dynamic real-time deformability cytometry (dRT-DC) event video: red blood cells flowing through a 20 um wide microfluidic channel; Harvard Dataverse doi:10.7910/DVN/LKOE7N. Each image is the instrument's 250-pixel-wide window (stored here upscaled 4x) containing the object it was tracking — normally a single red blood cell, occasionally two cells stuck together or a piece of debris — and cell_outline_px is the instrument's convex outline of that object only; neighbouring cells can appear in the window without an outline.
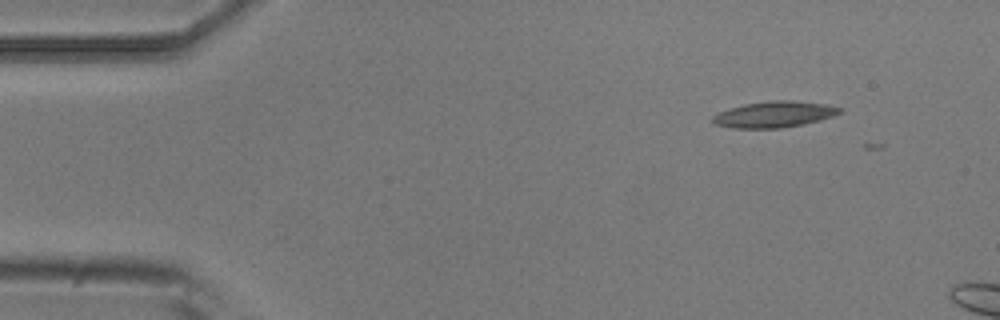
{"species": "common noctule bat (a hibernating species)", "species_latin": "Nyctalus noctula", "temperature_condition": "room temperature", "stored_images_in_passage": 6, "camera_frame_rate_fps": 3000, "um_per_image_px": 0.085, "animal": {"sex": "male", "body_mass_g": 20.5, "forearm_length_mm": 52.5}, "frame": {"image": 1, "passage_image": 3, "time_ms": 0.667, "image_size_px": [1000, 320], "cell_outline_px": [[844, 112], [820, 120], [804, 124], [780, 128], [732, 128], [716, 124], [712, 120], [712, 116], [728, 108], [744, 104], [776, 100], [792, 100], [828, 104], [840, 108]], "centroid_in_image_um": [65.84, 9.72], "position_along_channel_um": 19.2, "area_um2": 19.31}}